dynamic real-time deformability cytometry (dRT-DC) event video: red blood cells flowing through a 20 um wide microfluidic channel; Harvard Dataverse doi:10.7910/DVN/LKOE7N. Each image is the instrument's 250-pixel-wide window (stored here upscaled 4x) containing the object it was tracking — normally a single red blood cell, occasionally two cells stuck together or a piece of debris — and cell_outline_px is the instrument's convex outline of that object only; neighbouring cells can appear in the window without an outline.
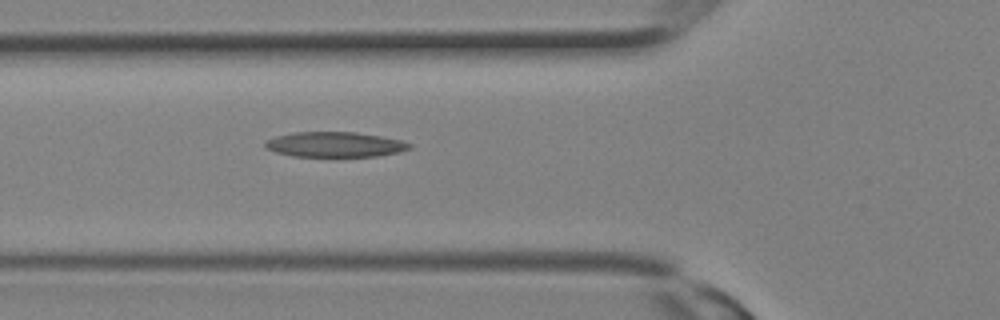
{"species": "Egyptian fruit bat (a non-hibernating species)", "species_latin": "Rousettus aegyptiacus", "temperature_condition": "room temperature", "stored_images_in_passage": 2, "camera_frame_rate_fps": 3000, "um_per_image_px": 0.085, "animal": {"sex": "female"}, "frame": {"image": 1, "passage_image": 2, "time_ms": 0.333, "image_size_px": [1000, 320], "cell_outline_px": [[412, 148], [396, 152], [376, 156], [292, 156], [276, 152], [264, 148], [264, 144], [268, 140], [276, 136], [296, 132], [356, 132], [380, 136], [400, 140], [412, 144]], "centroid_in_image_um": [28.45, 12.28], "position_along_channel_um": 97.4, "area_um2": 20.92}}